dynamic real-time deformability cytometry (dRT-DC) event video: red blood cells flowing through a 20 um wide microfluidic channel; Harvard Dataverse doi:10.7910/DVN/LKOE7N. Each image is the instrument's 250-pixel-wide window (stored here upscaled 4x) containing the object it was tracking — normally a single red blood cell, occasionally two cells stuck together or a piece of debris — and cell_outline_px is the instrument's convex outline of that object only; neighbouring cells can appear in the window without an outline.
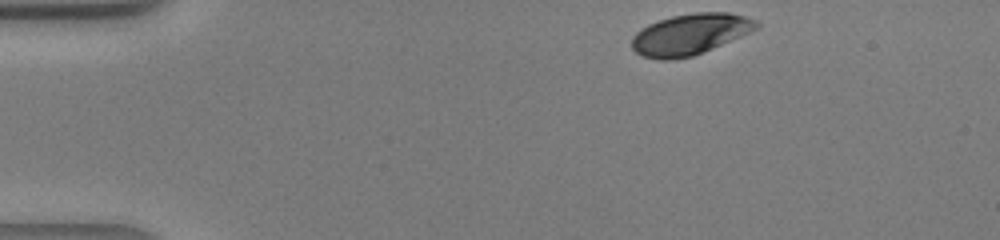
{"species": "human", "species_latin": "Homo sapiens", "temperature_condition": "warm", "stored_images_in_passage": 36, "camera_frame_rate_fps": 3000, "um_per_image_px": 0.085, "donor": {"sex": "male"}, "frame": {"image": 1, "passage_image": 1, "time_ms": 0.0, "image_size_px": [1000, 240], "cell_outline_px": [[760, 28], [692, 56], [672, 60], [660, 60], [644, 56], [636, 52], [632, 48], [632, 36], [636, 32], [648, 24], [672, 16], [696, 12], [728, 12], [744, 16], [756, 20], [760, 24]], "centroid_in_image_um": [58.66, 2.9], "position_along_channel_um": 26.3, "area_um2": 29.59}}
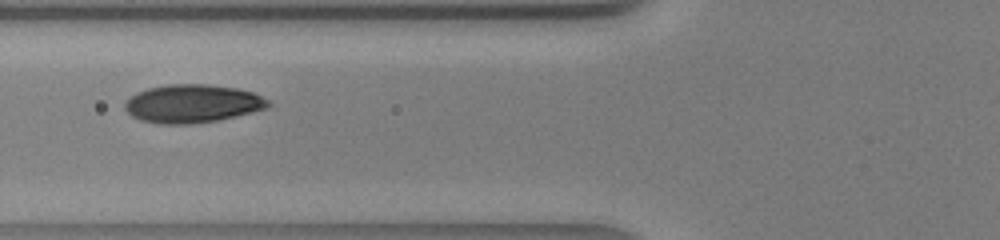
{"frame": {"image": 2, "passage_image": 11, "time_ms": 3.333, "image_size_px": [1000, 240], "cell_outline_px": [[272, 104], [268, 108], [236, 116], [216, 120], [188, 124], [160, 124], [140, 120], [132, 116], [124, 108], [124, 100], [128, 96], [136, 92], [148, 88], [168, 84], [208, 84], [236, 88], [252, 92], [268, 100]], "centroid_in_image_um": [16.31, 8.8], "position_along_channel_um": 109.5, "area_um2": 32.08}}
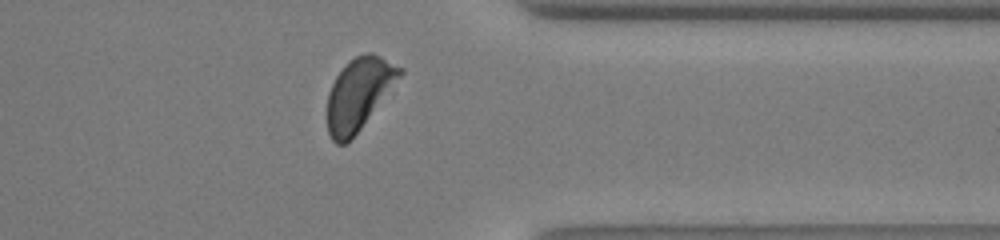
{"frame": {"image": 3, "passage_image": 28, "time_ms": 9.0, "image_size_px": [1000, 240], "cell_outline_px": [[404, 72], [360, 128], [344, 144], [336, 144], [332, 140], [328, 132], [328, 92], [336, 76], [348, 60], [364, 52], [372, 52], [404, 68]], "centroid_in_image_um": [30.5, 7.92], "position_along_channel_um": 380.9, "area_um2": 29.77}}